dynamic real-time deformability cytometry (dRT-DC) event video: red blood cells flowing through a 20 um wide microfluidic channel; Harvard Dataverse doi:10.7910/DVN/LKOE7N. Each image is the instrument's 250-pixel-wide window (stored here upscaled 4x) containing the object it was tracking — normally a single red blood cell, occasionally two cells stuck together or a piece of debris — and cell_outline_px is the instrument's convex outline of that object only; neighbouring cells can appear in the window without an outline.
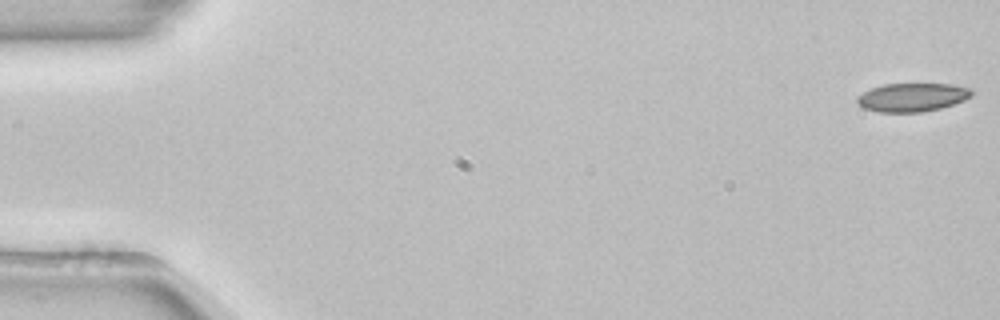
{"species": "common noctule bat (a hibernating species)", "species_latin": "Nyctalus noctula", "temperature_condition": "room temperature", "stored_images_in_passage": 53, "camera_frame_rate_fps": 3000, "um_per_image_px": 0.085, "animal": {"sex": "female", "body_mass_g": 22.7, "forearm_length_mm": 54.2}, "frame": {"image": 1, "passage_image": 1, "time_ms": 0.0, "image_size_px": [1000, 320], "cell_outline_px": [[972, 96], [964, 100], [940, 108], [920, 112], [880, 112], [864, 108], [856, 100], [856, 96], [872, 88], [884, 84], [948, 84], [968, 88], [972, 92]], "centroid_in_image_um": [77.51, 8.27], "position_along_channel_um": 7.5, "area_um2": 18.73}}
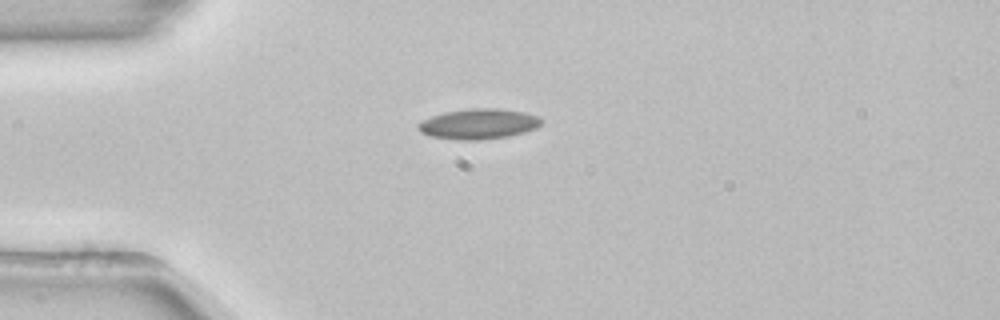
{"frame": {"image": 2, "passage_image": 14, "time_ms": 4.333, "image_size_px": [1000, 320], "cell_outline_px": [[544, 120], [536, 128], [524, 132], [508, 136], [480, 140], [456, 140], [432, 136], [420, 132], [416, 128], [416, 124], [432, 116], [444, 112], [472, 108], [496, 108], [524, 112], [540, 116]], "centroid_in_image_um": [40.69, 10.53], "position_along_channel_um": 44.3, "area_um2": 21.85}}
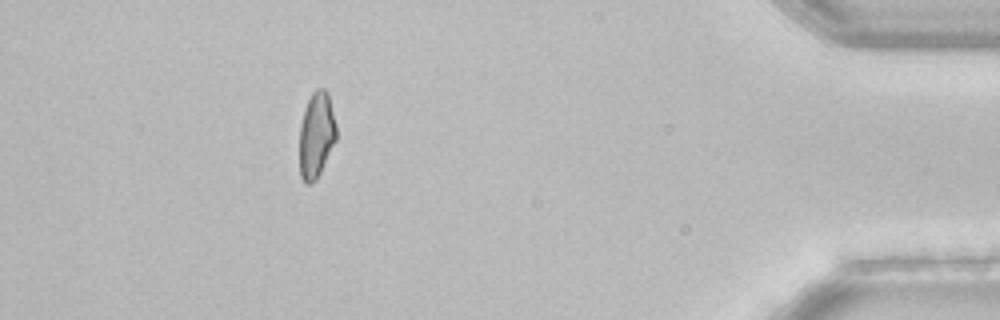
{"frame": {"image": 3, "passage_image": 48, "time_ms": 15.667, "image_size_px": [1000, 320], "cell_outline_px": [[336, 140], [316, 180], [312, 184], [304, 184], [300, 176], [300, 124], [304, 108], [312, 92], [316, 88], [324, 88], [328, 92], [336, 124]], "centroid_in_image_um": [26.88, 11.47], "position_along_channel_um": 408.3, "area_um2": 18.55}}